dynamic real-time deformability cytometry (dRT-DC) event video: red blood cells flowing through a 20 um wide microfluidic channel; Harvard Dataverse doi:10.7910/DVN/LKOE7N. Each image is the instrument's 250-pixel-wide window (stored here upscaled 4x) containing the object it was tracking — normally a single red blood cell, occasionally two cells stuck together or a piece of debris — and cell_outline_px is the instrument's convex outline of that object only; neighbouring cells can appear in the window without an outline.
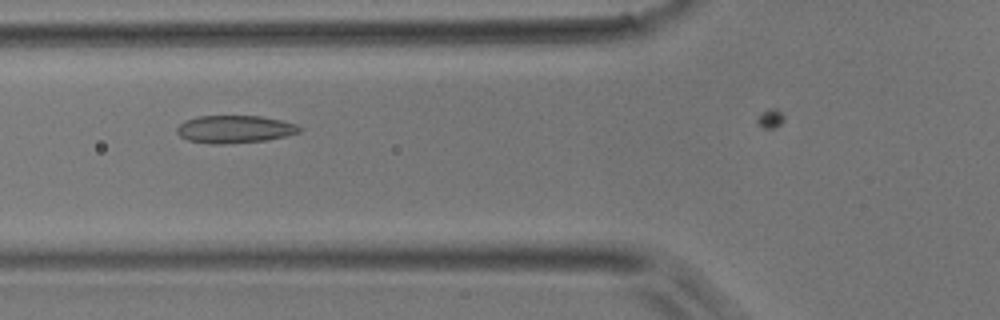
{"species": "common noctule bat (a hibernating species)", "species_latin": "Nyctalus noctula", "temperature_condition": "room temperature", "stored_images_in_passage": 12, "camera_frame_rate_fps": 3000, "um_per_image_px": 0.085, "animal": {"sex": "male", "body_mass_g": 17.9}, "frame": {"image": 1, "passage_image": 9, "time_ms": 2.667, "image_size_px": [1000, 320], "cell_outline_px": [[300, 132], [268, 140], [224, 144], [208, 144], [188, 140], [180, 136], [176, 132], [176, 128], [184, 120], [196, 116], [260, 116], [280, 120], [296, 124], [300, 128]], "centroid_in_image_um": [19.89, 10.98], "position_along_channel_um": 105.9, "area_um2": 19.77}}